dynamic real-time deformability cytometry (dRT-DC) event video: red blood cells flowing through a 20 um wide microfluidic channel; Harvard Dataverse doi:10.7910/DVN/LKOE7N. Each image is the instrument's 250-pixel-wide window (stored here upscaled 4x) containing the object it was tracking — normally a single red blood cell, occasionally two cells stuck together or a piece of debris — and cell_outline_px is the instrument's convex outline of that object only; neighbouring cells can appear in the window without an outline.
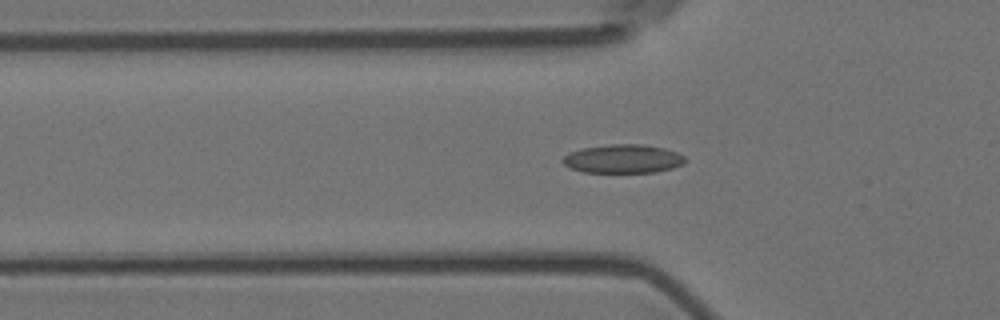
{"species": "Egyptian fruit bat (a non-hibernating species)", "species_latin": "Rousettus aegyptiacus", "temperature_condition": "room temperature", "stored_images_in_passage": 45, "camera_frame_rate_fps": 3000, "um_per_image_px": 0.085, "animal": {"sex": "female"}, "frame": {"image": 1, "passage_image": 6, "time_ms": 1.667, "image_size_px": [1000, 320], "cell_outline_px": [[688, 160], [684, 164], [672, 168], [656, 172], [584, 172], [572, 168], [564, 164], [560, 160], [568, 152], [584, 148], [612, 144], [640, 144], [664, 148], [676, 152], [684, 156]], "centroid_in_image_um": [52.98, 13.5], "position_along_channel_um": 72.8, "area_um2": 20.4}}
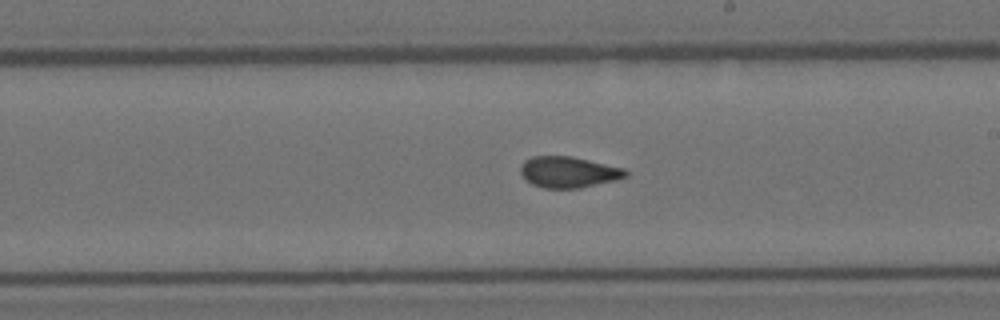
{"frame": {"image": 2, "passage_image": 20, "time_ms": 6.333, "image_size_px": [1000, 320], "cell_outline_px": [[628, 176], [616, 180], [580, 188], [544, 188], [532, 184], [520, 172], [520, 168], [524, 160], [532, 156], [572, 156], [624, 168], [628, 172]], "centroid_in_image_um": [48.34, 14.62], "position_along_channel_um": 240.7, "area_um2": 19.02}}
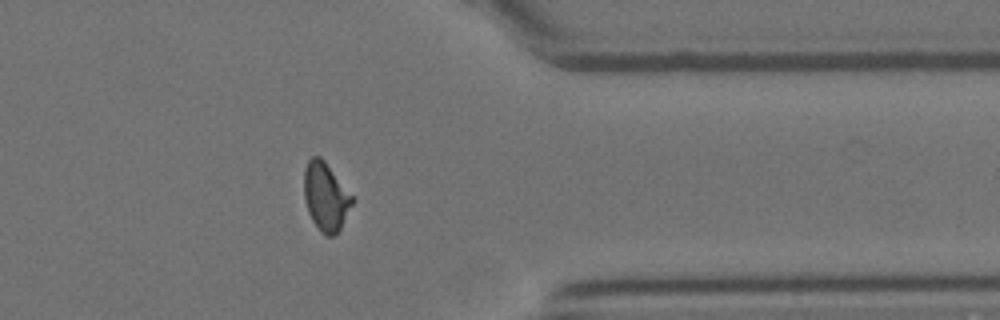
{"frame": {"image": 3, "passage_image": 33, "time_ms": 10.667, "image_size_px": [1000, 320], "cell_outline_px": [[356, 200], [340, 228], [332, 236], [328, 236], [320, 232], [312, 220], [308, 212], [304, 196], [304, 168], [308, 160], [312, 156], [320, 156], [324, 160]], "centroid_in_image_um": [27.69, 16.71], "position_along_channel_um": 383.7, "area_um2": 19.19}, "authors_computed_cell_mechanics": {"area_um2": 19.1318, "velocity_mm_per_s": 3.5832, "shape_relaxation_time_tau1_ms": null, "shape_relaxation_time_tau2_ms": 2.4653, "deformation_change_tau1": null, "deformation_change_tau2": 0.0807}}